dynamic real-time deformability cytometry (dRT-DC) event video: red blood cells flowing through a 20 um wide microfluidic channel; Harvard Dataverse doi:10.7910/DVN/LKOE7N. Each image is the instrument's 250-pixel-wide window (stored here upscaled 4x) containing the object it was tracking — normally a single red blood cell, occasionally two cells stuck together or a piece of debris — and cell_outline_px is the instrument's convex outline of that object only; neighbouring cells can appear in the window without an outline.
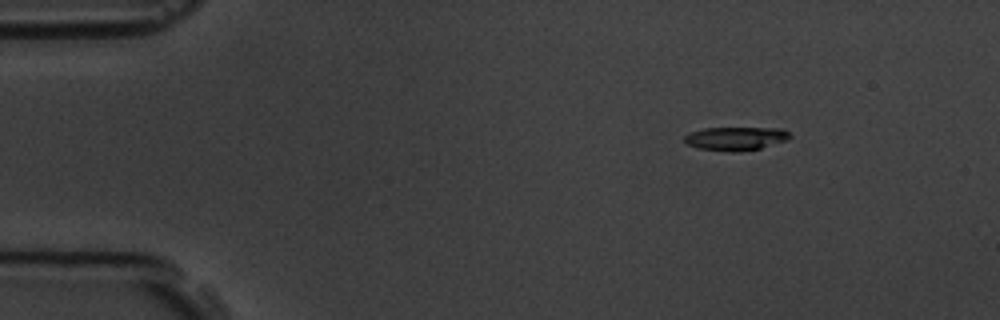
{"species": "common noctule bat (a hibernating species)", "species_latin": "Nyctalus noctula", "temperature_condition": "room temperature", "stored_images_in_passage": 13, "camera_frame_rate_fps": 3000, "um_per_image_px": 0.085, "animal": {"sex": "male", "body_mass_g": 19.5, "forearm_length_mm": 54.6}, "frame": {"image": 1, "passage_image": 1, "time_ms": 0.0, "image_size_px": [1000, 320], "cell_outline_px": [[792, 136], [788, 140], [760, 148], [740, 152], [724, 152], [696, 148], [688, 144], [684, 140], [684, 136], [688, 132], [704, 128], [784, 128]], "centroid_in_image_um": [62.52, 11.78], "position_along_channel_um": 22.5, "area_um2": 14.74}}
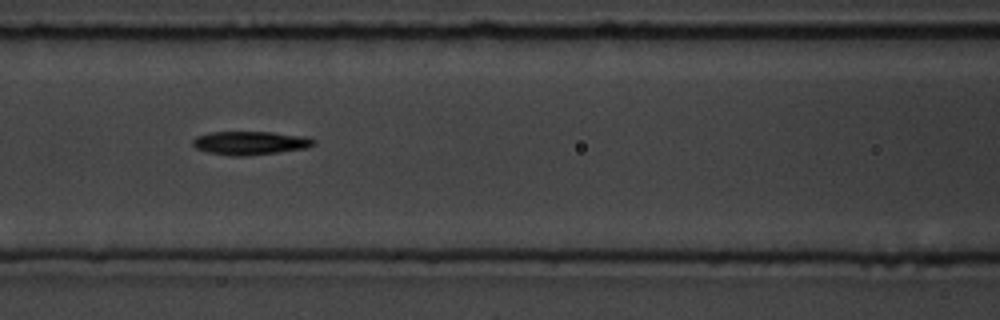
{"frame": {"image": 2, "passage_image": 5, "time_ms": 5.333, "image_size_px": [1000, 320], "cell_outline_px": [[316, 144], [308, 148], [244, 156], [232, 156], [208, 152], [196, 148], [192, 144], [192, 140], [196, 136], [212, 132], [272, 132], [304, 136], [316, 140]], "centroid_in_image_um": [21.28, 12.15], "position_along_channel_um": 145.3, "area_um2": 16.53}}
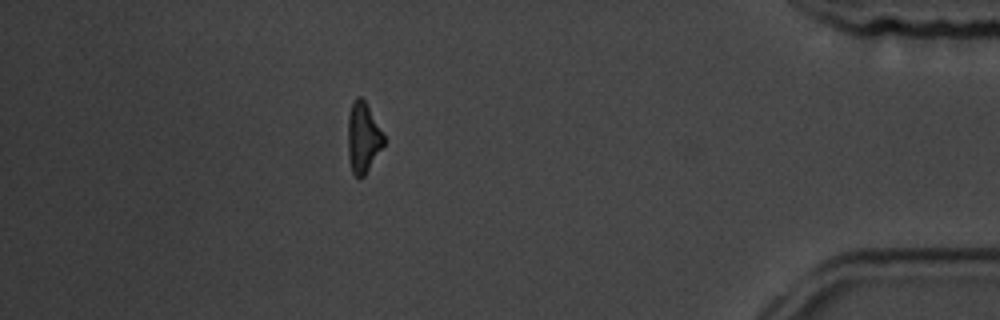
{"frame": {"image": 3, "passage_image": 12, "time_ms": 13.333, "image_size_px": [1000, 320], "cell_outline_px": [[384, 144], [364, 176], [360, 180], [352, 172], [348, 156], [348, 116], [352, 100], [356, 96], [360, 96], [364, 100], [384, 136]], "centroid_in_image_um": [30.83, 11.7], "position_along_channel_um": 404.4, "area_um2": 14.57}, "authors_computed_cell_mechanics": {"area_um2": 16.2418, "velocity_mm_per_s": 3.8207, "shape_relaxation_time_tau1_ms": 4.1146, "shape_relaxation_time_tau2_ms": 6.4651, "deformation_change_tau1": 0.1259, "deformation_change_tau2": 0.1451}}